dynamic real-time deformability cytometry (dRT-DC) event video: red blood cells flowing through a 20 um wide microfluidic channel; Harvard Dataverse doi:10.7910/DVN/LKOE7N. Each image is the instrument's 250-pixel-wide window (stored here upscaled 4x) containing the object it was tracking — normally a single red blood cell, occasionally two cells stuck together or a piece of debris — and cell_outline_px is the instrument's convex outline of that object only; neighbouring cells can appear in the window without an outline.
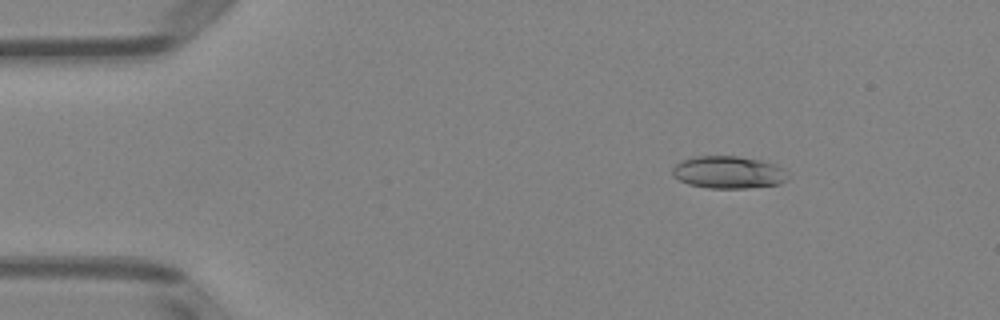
{"species": "Egyptian fruit bat (a non-hibernating species)", "species_latin": "Rousettus aegyptiacus", "temperature_condition": "room temperature", "stored_images_in_passage": 51, "camera_frame_rate_fps": 3000, "um_per_image_px": 0.085, "animal": {"sex": "female"}, "frame": {"image": 1, "passage_image": 8, "time_ms": 2.333, "image_size_px": [1000, 320], "cell_outline_px": [[788, 176], [780, 184], [748, 188], [708, 188], [688, 184], [672, 176], [672, 168], [676, 164], [684, 160], [696, 156], [736, 156], [764, 160], [776, 164]], "centroid_in_image_um": [61.89, 14.64], "position_along_channel_um": 23.1, "area_um2": 21.73}}
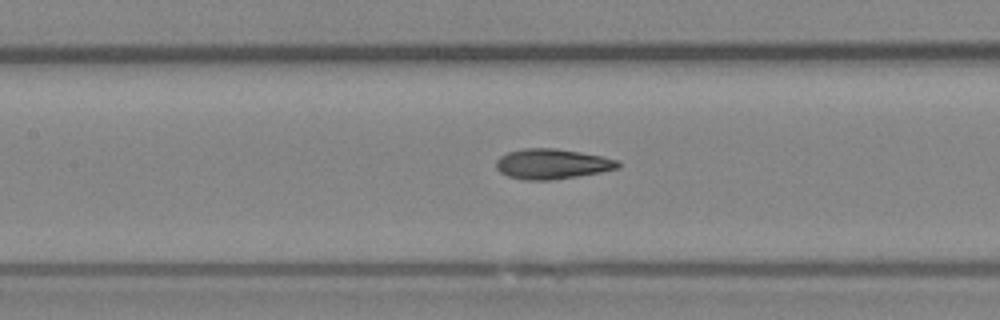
{"frame": {"image": 2, "passage_image": 24, "time_ms": 7.667, "image_size_px": [1000, 320], "cell_outline_px": [[620, 168], [600, 172], [552, 180], [524, 180], [508, 176], [500, 172], [496, 168], [496, 160], [500, 156], [508, 152], [524, 148], [556, 148], [604, 156], [616, 160], [620, 164]], "centroid_in_image_um": [46.91, 13.93], "position_along_channel_um": 160.5, "area_um2": 21.44}}
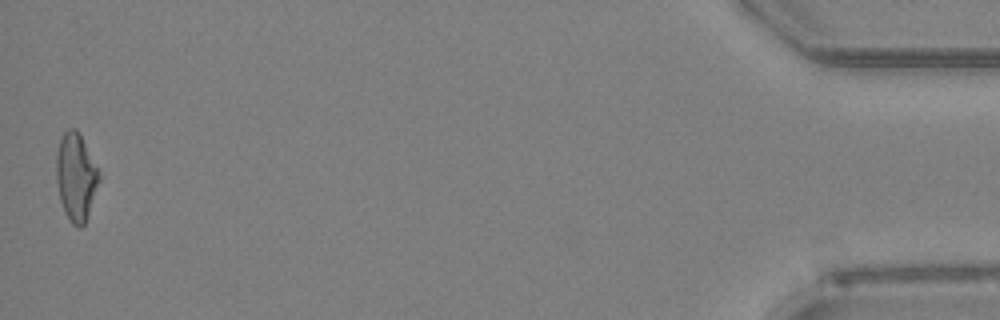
{"frame": {"image": 3, "passage_image": 51, "time_ms": 16.667, "image_size_px": [1000, 320], "cell_outline_px": [[100, 180], [84, 224], [80, 228], [72, 224], [64, 212], [60, 200], [56, 180], [56, 152], [60, 140], [64, 132], [68, 128], [76, 128], [80, 132], [100, 176]], "centroid_in_image_um": [6.43, 15.01], "position_along_channel_um": 428.8, "area_um2": 21.68}, "authors_computed_cell_mechanics": {"area_um2": 21.2704, "velocity_mm_per_s": 4.0061, "shape_relaxation_time_tau1_ms": 5.5332, "shape_relaxation_time_tau2_ms": 1.675, "deformation_change_tau1": 0.1641, "deformation_change_tau2": 0.091}}